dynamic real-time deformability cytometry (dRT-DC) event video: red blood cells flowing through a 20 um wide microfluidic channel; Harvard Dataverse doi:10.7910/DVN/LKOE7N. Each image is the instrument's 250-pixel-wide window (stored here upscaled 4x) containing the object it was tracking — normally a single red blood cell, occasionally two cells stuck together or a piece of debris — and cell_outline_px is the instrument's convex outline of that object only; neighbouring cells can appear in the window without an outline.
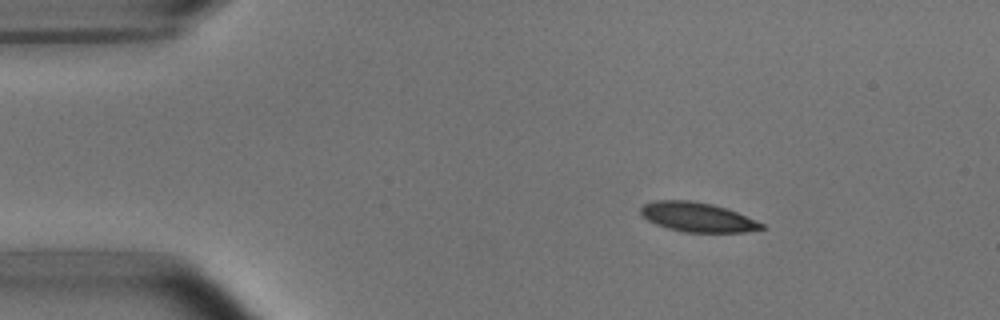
{"species": "common noctule bat (a hibernating species)", "species_latin": "Nyctalus noctula", "temperature_condition": "room temperature", "stored_images_in_passage": 4, "camera_frame_rate_fps": 3000, "um_per_image_px": 0.085, "animal": {"sex": "male", "body_mass_g": 15.6}, "frame": {"image": 1, "passage_image": 2, "time_ms": 1.0, "image_size_px": [1000, 320], "cell_outline_px": [[768, 228], [744, 232], [684, 232], [668, 228], [656, 224], [648, 220], [640, 212], [640, 208], [644, 204], [656, 200], [692, 200], [712, 204], [736, 212], [764, 224]], "centroid_in_image_um": [59.29, 18.45], "position_along_channel_um": 25.7, "area_um2": 20.58}}